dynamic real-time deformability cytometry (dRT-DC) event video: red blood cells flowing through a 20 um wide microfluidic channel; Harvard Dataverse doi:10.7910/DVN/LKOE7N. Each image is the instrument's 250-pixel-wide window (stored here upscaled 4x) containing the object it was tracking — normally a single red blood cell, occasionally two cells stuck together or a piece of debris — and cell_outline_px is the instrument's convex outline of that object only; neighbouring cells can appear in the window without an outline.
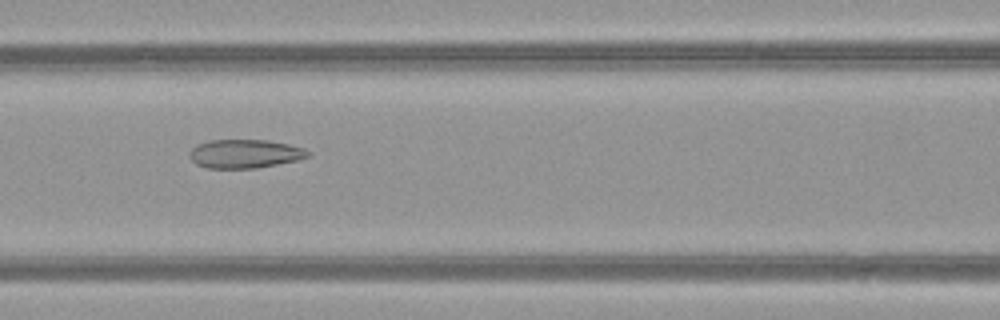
{"species": "common noctule bat (a hibernating species)", "species_latin": "Nyctalus noctula", "temperature_condition": "warm", "stored_images_in_passage": 51, "camera_frame_rate_fps": 3000, "um_per_image_px": 0.085, "animal": {"sex": "female", "body_mass_g": 21.9}, "frame": {"image": 1, "passage_image": 23, "time_ms": 7.333, "image_size_px": [1000, 320], "cell_outline_px": [[308, 156], [296, 160], [256, 168], [208, 168], [196, 164], [188, 156], [188, 152], [196, 144], [208, 140], [268, 140], [288, 144], [304, 148], [308, 152]], "centroid_in_image_um": [20.74, 13.06], "position_along_channel_um": 145.9, "area_um2": 19.71}}
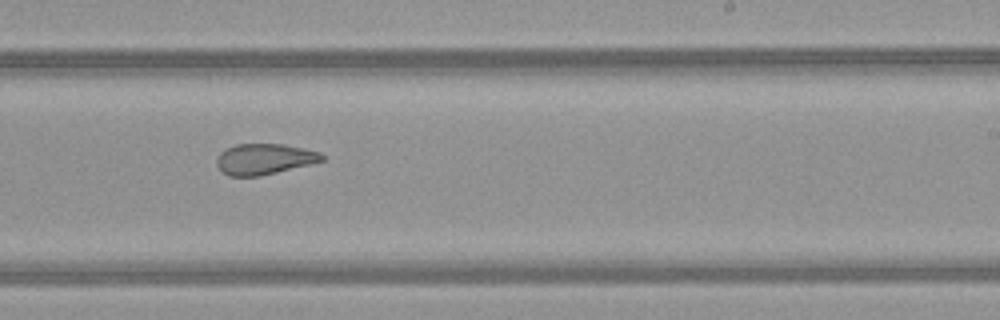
{"frame": {"image": 2, "passage_image": 32, "time_ms": 10.333, "image_size_px": [1000, 320], "cell_outline_px": [[324, 160], [260, 176], [228, 176], [216, 164], [216, 160], [220, 152], [236, 144], [284, 144], [320, 152], [324, 156]], "centroid_in_image_um": [22.44, 13.51], "position_along_channel_um": 266.6, "area_um2": 18.61}}
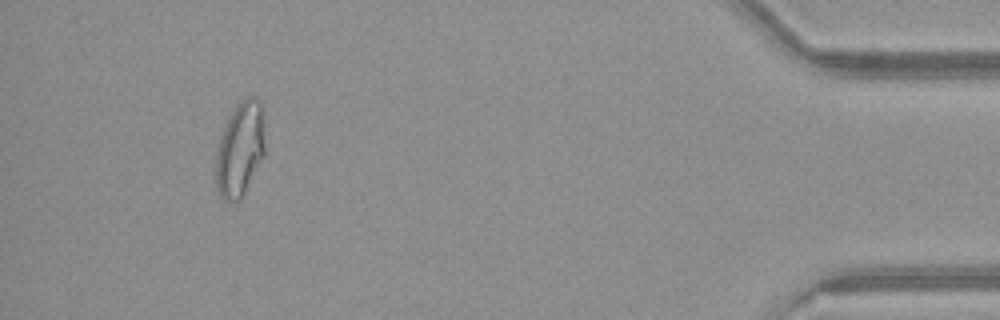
{"frame": {"image": 3, "passage_image": 48, "time_ms": 15.667, "image_size_px": [1000, 320], "cell_outline_px": [[264, 156], [240, 200], [224, 200], [220, 196], [216, 188], [216, 152], [224, 128], [232, 112], [240, 100], [248, 96], [252, 96], [260, 100], [264, 148]], "centroid_in_image_um": [20.39, 12.71], "position_along_channel_um": 414.8, "area_um2": 26.41}, "authors_computed_cell_mechanics": {"area_um2": 24.7962, "velocity_mm_per_s": 4.0352, "shape_relaxation_time_tau1_ms": null, "shape_relaxation_time_tau2_ms": 1.779, "deformation_change_tau1": null, "deformation_change_tau2": 0.0881}}